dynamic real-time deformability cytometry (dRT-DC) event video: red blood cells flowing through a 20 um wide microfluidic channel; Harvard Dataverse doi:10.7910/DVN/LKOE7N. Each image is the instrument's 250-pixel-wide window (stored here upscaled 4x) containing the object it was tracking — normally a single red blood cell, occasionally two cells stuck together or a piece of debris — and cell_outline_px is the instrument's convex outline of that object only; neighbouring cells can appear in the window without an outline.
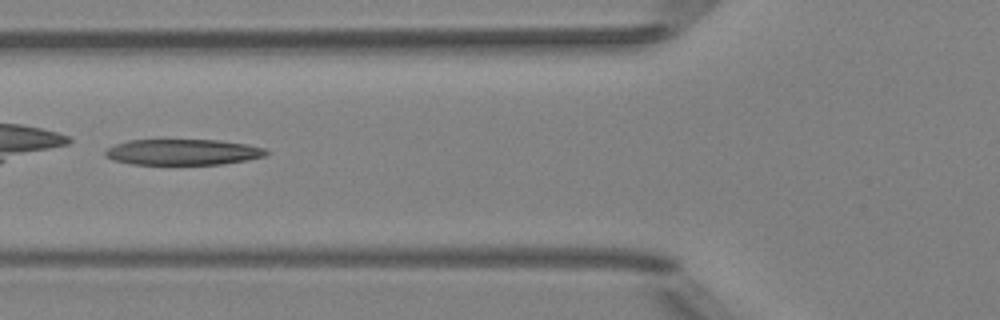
{"species": "Egyptian fruit bat (a non-hibernating species)", "species_latin": "Rousettus aegyptiacus", "temperature_condition": "room temperature", "stored_images_in_passage": 6, "camera_frame_rate_fps": 3000, "um_per_image_px": 0.085, "animal": {"sex": "female"}, "frame": {"image": 1, "passage_image": 6, "time_ms": 6.333, "image_size_px": [1000, 320], "cell_outline_px": [[268, 152], [264, 156], [248, 160], [220, 164], [132, 164], [112, 160], [104, 156], [104, 152], [108, 148], [116, 144], [128, 140], [216, 140], [248, 144], [264, 148]], "centroid_in_image_um": [15.52, 12.92], "position_along_channel_um": 110.3, "area_um2": 24.16}}